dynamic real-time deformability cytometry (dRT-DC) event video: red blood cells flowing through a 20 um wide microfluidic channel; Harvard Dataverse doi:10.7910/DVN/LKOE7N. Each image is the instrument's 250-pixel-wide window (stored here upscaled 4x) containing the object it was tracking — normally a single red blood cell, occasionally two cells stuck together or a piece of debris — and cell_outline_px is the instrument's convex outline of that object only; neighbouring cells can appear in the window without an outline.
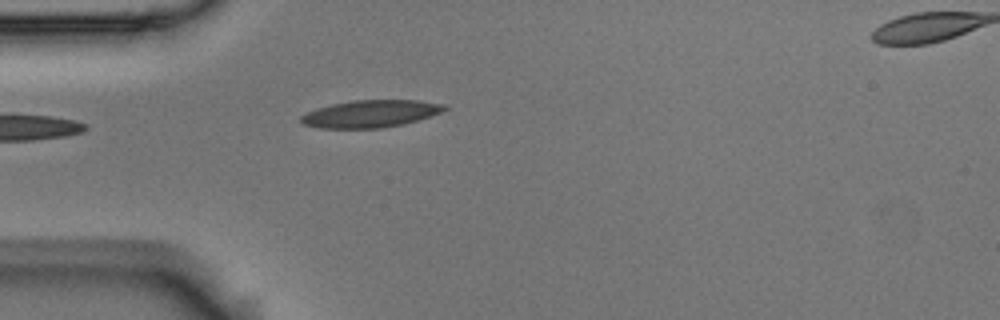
{"species": "Egyptian fruit bat (a non-hibernating species)", "species_latin": "Rousettus aegyptiacus", "temperature_condition": "room temperature", "stored_images_in_passage": 2, "segment_of_instrument_passage": [1, 2], "camera_frame_rate_fps": 3000, "um_per_image_px": 0.085, "animal": {"sex": "male"}, "frame": {"image": 1, "passage_image": 1, "time_ms": 0.0, "image_size_px": [1000, 320], "cell_outline_px": [[448, 108], [440, 112], [416, 120], [400, 124], [380, 128], [320, 128], [304, 124], [300, 120], [300, 116], [316, 108], [332, 104], [352, 100], [420, 100], [444, 104]], "centroid_in_image_um": [31.47, 9.66], "position_along_channel_um": 53.5, "area_um2": 22.54}}